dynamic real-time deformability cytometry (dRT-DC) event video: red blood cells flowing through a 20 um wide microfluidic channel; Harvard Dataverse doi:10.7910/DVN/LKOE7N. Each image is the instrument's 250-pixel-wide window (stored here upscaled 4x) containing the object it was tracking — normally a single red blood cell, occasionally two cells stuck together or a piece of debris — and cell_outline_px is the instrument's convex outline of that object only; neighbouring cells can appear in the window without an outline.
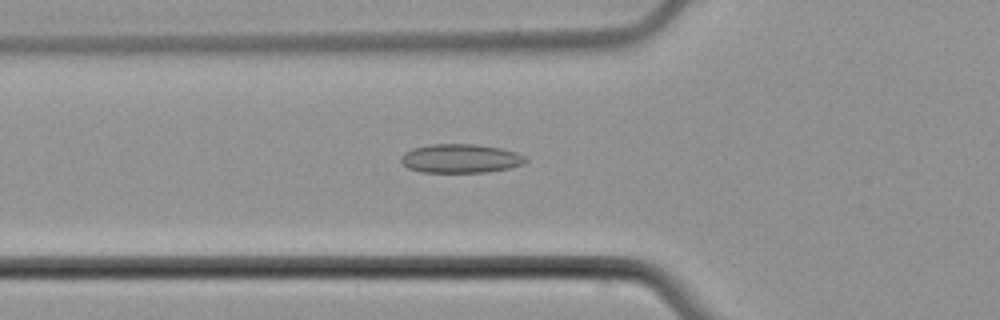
{"species": "common noctule bat (a hibernating species)", "species_latin": "Nyctalus noctula", "temperature_condition": "cold", "stored_images_in_passage": 54, "camera_frame_rate_fps": 3000, "um_per_image_px": 0.085, "animal": {"sex": "male", "body_mass_g": 21.5, "forearm_length_mm": 52.0}, "frame": {"image": 1, "passage_image": 19, "time_ms": 6.0, "image_size_px": [1000, 320], "cell_outline_px": [[528, 160], [524, 164], [512, 168], [488, 172], [420, 172], [408, 168], [400, 160], [400, 156], [404, 152], [412, 148], [432, 144], [476, 144], [500, 148], [516, 152], [524, 156]], "centroid_in_image_um": [39.15, 13.47], "position_along_channel_um": 86.6, "area_um2": 21.15}}
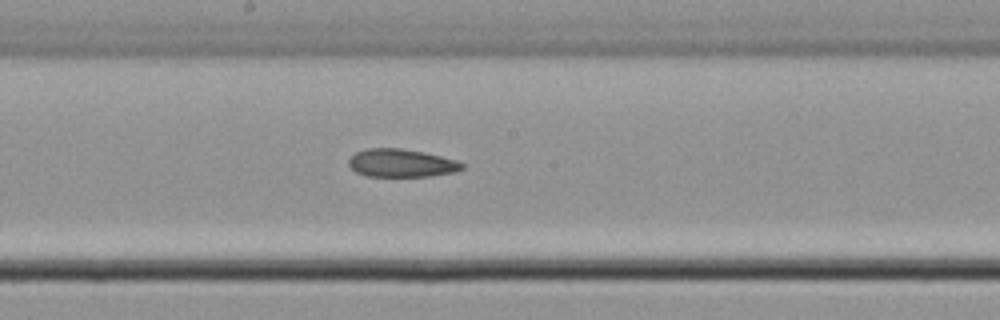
{"frame": {"image": 2, "passage_image": 29, "time_ms": 9.333, "image_size_px": [1000, 320], "cell_outline_px": [[464, 168], [456, 172], [432, 176], [368, 176], [356, 172], [348, 164], [348, 160], [356, 152], [368, 148], [400, 148], [424, 152], [456, 160], [464, 164]], "centroid_in_image_um": [34.13, 13.86], "position_along_channel_um": 214.1, "area_um2": 18.5}}
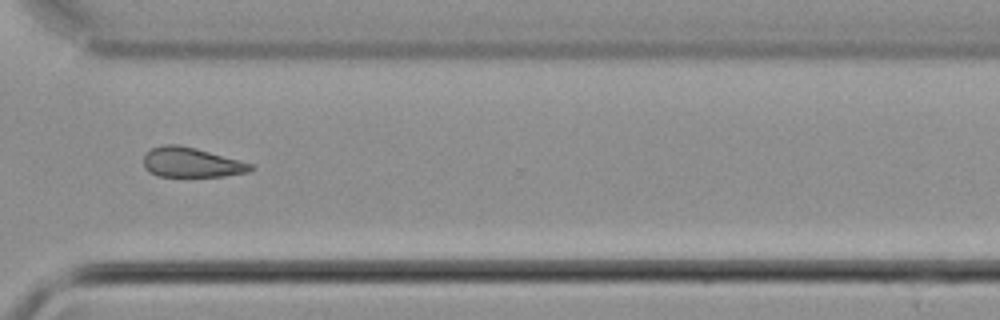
{"frame": {"image": 3, "passage_image": 40, "time_ms": 13.0, "image_size_px": [1000, 320], "cell_outline_px": [[256, 168], [248, 172], [224, 176], [156, 176], [148, 172], [144, 168], [144, 156], [152, 148], [164, 144], [180, 144], [196, 148], [252, 164]], "centroid_in_image_um": [16.25, 13.81], "position_along_channel_um": 354.4, "area_um2": 18.55}}